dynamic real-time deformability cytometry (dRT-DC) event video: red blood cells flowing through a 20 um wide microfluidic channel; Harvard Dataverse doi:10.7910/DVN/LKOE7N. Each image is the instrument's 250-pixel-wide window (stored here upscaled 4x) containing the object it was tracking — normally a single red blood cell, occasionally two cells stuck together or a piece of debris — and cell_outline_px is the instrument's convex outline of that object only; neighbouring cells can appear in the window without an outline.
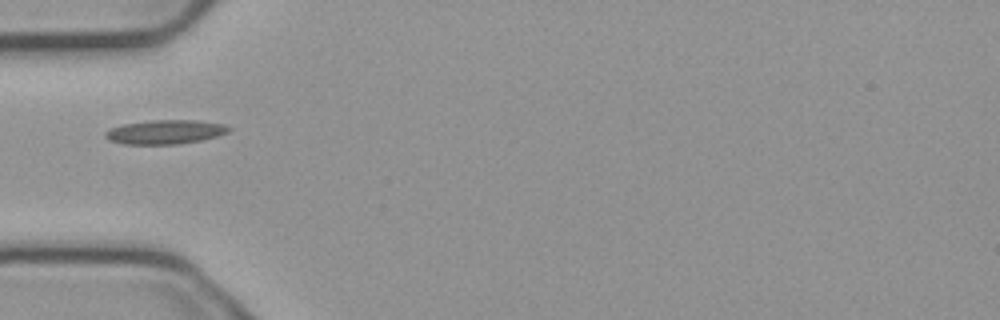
{"species": "common noctule bat (a hibernating species)", "species_latin": "Nyctalus noctula", "temperature_condition": "cold", "stored_images_in_passage": 1, "camera_frame_rate_fps": 3000, "um_per_image_px": 0.085, "animal": {"sex": "male", "body_mass_g": 23.1, "forearm_length_mm": 52.7}, "frame": {"image": 1, "passage_image": 1, "time_ms": 0.0, "image_size_px": [1000, 320], "cell_outline_px": [[232, 128], [228, 132], [216, 136], [200, 140], [180, 144], [124, 144], [108, 140], [104, 136], [104, 132], [112, 128], [124, 124], [152, 120], [200, 120], [224, 124]], "centroid_in_image_um": [14.05, 11.21], "position_along_channel_um": 71.0, "area_um2": 17.34}}